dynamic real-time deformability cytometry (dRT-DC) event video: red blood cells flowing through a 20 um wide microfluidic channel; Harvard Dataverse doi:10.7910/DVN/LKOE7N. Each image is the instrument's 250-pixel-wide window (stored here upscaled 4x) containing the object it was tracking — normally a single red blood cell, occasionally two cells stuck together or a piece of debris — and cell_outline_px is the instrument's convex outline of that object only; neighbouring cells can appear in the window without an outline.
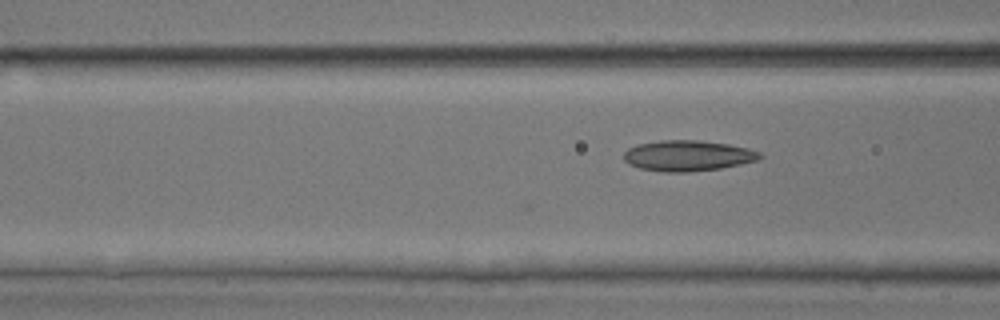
{"species": "common noctule bat (a hibernating species)", "species_latin": "Nyctalus noctula", "temperature_condition": "room temperature", "stored_images_in_passage": 4, "camera_frame_rate_fps": 3000, "um_per_image_px": 0.085, "animal": {"sex": "male", "body_mass_g": 17.9, "forearm_length_mm": 54.2}, "frame": {"image": 1, "passage_image": 4, "time_ms": 1.0, "image_size_px": [1000, 320], "cell_outline_px": [[764, 156], [760, 160], [720, 168], [688, 172], [664, 172], [640, 168], [628, 164], [624, 160], [624, 152], [628, 148], [636, 144], [660, 140], [696, 140], [728, 144], [748, 148], [760, 152]], "centroid_in_image_um": [58.46, 13.23], "position_along_channel_um": 108.1, "area_um2": 24.45}}